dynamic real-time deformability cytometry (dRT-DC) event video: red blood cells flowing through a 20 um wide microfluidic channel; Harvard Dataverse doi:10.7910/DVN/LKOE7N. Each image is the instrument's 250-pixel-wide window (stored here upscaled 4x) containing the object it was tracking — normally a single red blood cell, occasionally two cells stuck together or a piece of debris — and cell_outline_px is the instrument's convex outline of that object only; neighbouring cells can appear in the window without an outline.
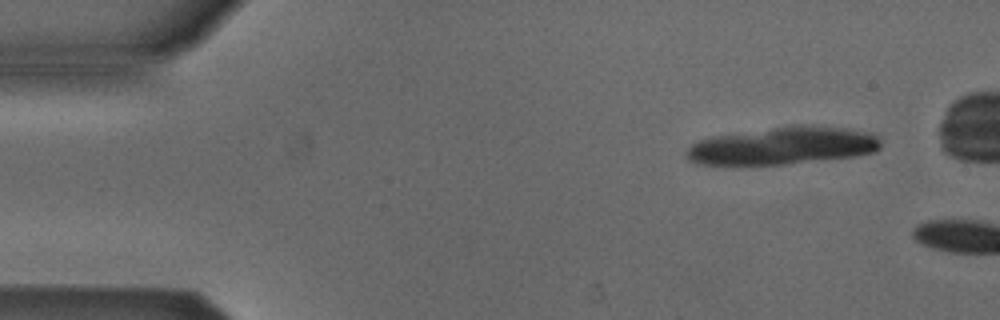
{"species": "Egyptian fruit bat (a non-hibernating species)", "species_latin": "Rousettus aegyptiacus", "temperature_condition": "cold", "stored_images_in_passage": 2, "camera_frame_rate_fps": 3000, "um_per_image_px": 0.085, "animal": {"sex": "male"}, "frame": {"image": 1, "passage_image": 1, "time_ms": 0.0, "image_size_px": [1000, 320], "cell_outline_px": [[880, 148], [876, 152], [856, 156], [788, 164], [696, 164], [688, 160], [684, 152], [692, 144], [700, 140], [712, 136], [792, 124], [812, 124], [848, 128], [872, 132], [880, 140]], "centroid_in_image_um": [66.58, 12.37], "position_along_channel_um": 18.4, "area_um2": 43.12}}